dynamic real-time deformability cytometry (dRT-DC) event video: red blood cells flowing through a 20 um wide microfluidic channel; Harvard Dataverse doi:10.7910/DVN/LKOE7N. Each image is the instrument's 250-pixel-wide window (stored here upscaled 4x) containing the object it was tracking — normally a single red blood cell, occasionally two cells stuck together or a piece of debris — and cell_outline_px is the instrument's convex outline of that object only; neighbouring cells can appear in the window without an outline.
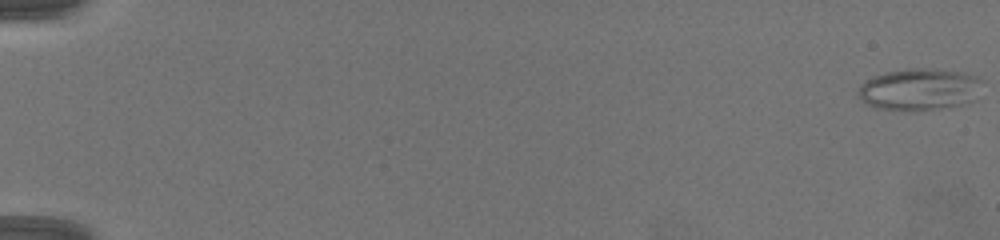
{"species": "common noctule bat (a hibernating species)", "species_latin": "Nyctalus noctula", "temperature_condition": "warm", "stored_images_in_passage": 44, "camera_frame_rate_fps": 3000, "um_per_image_px": 0.085, "animal": {"sex": "female", "body_mass_g": 19.5, "forearm_length_mm": 54.1}, "frame": {"image": 1, "passage_image": 1, "time_ms": 0.0, "image_size_px": [1000, 240], "cell_outline_px": [[980, 80], [960, 104], [936, 108], [880, 108], [868, 104], [860, 96], [860, 88], [868, 80], [876, 76], [888, 72], [956, 72], [976, 76]], "centroid_in_image_um": [78.01, 7.61], "position_along_channel_um": 7.0, "area_um2": 26.24}}
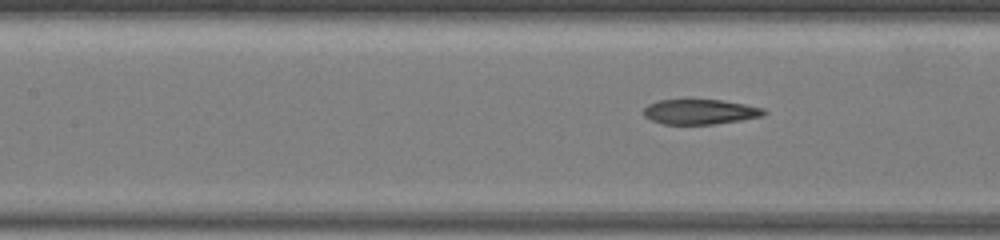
{"frame": {"image": 2, "passage_image": 33, "time_ms": 10.667, "image_size_px": [1000, 240], "cell_outline_px": [[768, 112], [764, 116], [716, 124], [664, 124], [652, 120], [644, 116], [644, 108], [648, 104], [660, 100], [720, 100], [744, 104], [764, 108]], "centroid_in_image_um": [59.54, 9.5], "position_along_channel_um": 147.9, "area_um2": 17.46}}
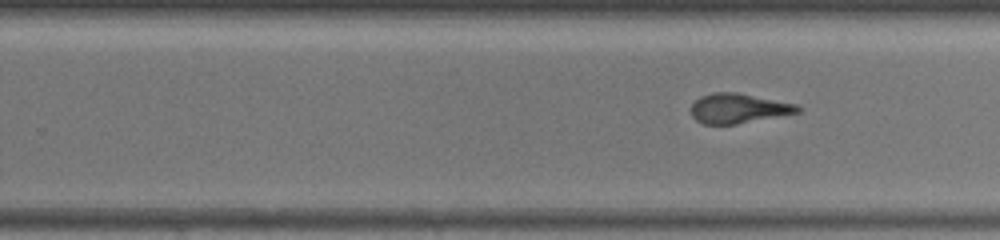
{"frame": {"image": 3, "passage_image": 44, "time_ms": 14.333, "image_size_px": [1000, 240], "cell_outline_px": [[800, 112], [736, 124], [704, 124], [696, 120], [692, 116], [692, 104], [700, 96], [716, 92], [736, 92], [800, 104]], "centroid_in_image_um": [62.79, 9.2], "position_along_channel_um": 267.0, "area_um2": 18.44}}